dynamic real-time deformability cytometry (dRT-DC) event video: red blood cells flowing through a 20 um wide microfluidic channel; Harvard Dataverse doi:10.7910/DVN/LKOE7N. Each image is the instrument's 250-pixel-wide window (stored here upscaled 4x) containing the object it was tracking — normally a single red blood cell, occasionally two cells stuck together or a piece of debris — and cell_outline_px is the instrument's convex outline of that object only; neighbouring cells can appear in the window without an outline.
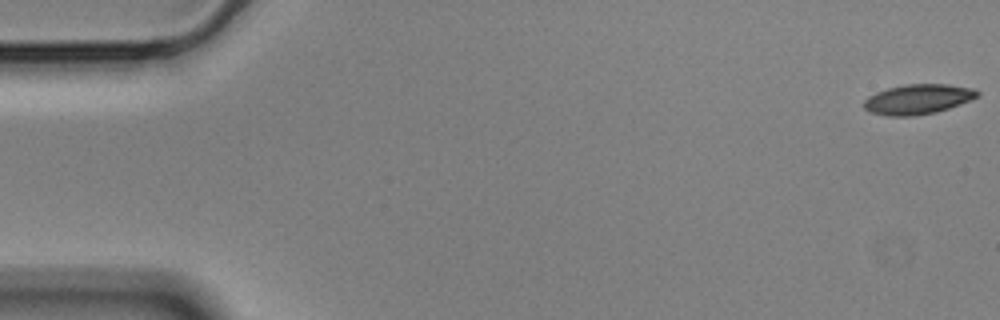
{"species": "Egyptian fruit bat (a non-hibernating species)", "species_latin": "Rousettus aegyptiacus", "temperature_condition": "cold", "stored_images_in_passage": 57, "camera_frame_rate_fps": 3000, "um_per_image_px": 0.085, "animal": {"sex": "male"}, "frame": {"image": 1, "passage_image": 1, "time_ms": 0.0, "image_size_px": [1000, 320], "cell_outline_px": [[980, 96], [972, 100], [936, 112], [912, 116], [888, 116], [872, 112], [864, 108], [864, 100], [868, 96], [876, 92], [888, 88], [908, 84], [948, 84], [972, 88], [980, 92]], "centroid_in_image_um": [78.05, 8.43], "position_along_channel_um": 7.0, "area_um2": 19.77}}
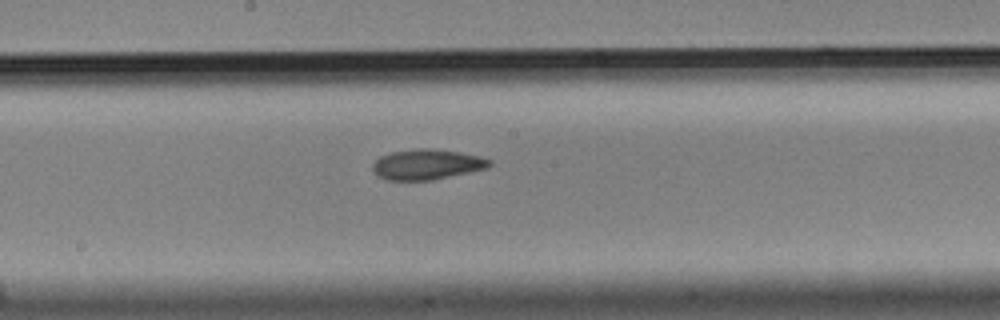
{"frame": {"image": 2, "passage_image": 30, "time_ms": 9.667, "image_size_px": [1000, 320], "cell_outline_px": [[492, 164], [488, 168], [432, 180], [388, 180], [380, 176], [372, 168], [372, 164], [380, 156], [392, 152], [420, 148], [428, 148], [460, 152], [480, 156], [492, 160]], "centroid_in_image_um": [36.32, 13.97], "position_along_channel_um": 211.9, "area_um2": 20.52}}
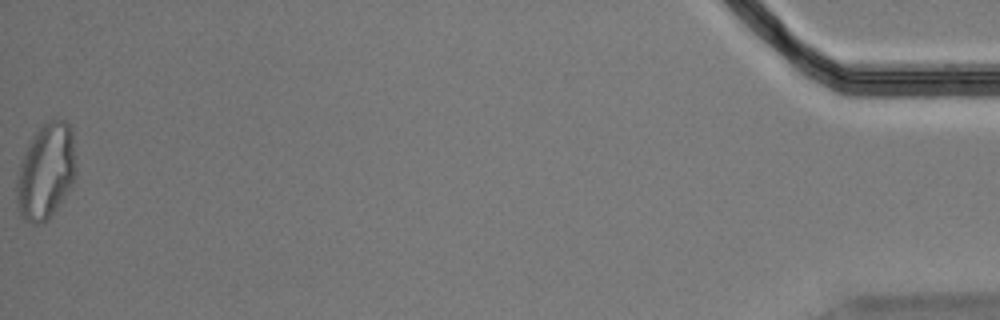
{"frame": {"image": 3, "passage_image": 57, "time_ms": 18.667, "image_size_px": [1000, 320], "cell_outline_px": [[76, 176], [64, 196], [48, 220], [40, 224], [32, 224], [24, 220], [20, 216], [16, 208], [16, 180], [20, 160], [32, 136], [48, 120], [64, 120], [72, 128], [76, 156]], "centroid_in_image_um": [3.88, 14.59], "position_along_channel_um": 431.3, "area_um2": 33.52}, "authors_computed_cell_mechanics": {"area_um2": 20.519, "velocity_mm_per_s": 3.5341, "shape_relaxation_time_tau1_ms": 6.6368, "shape_relaxation_time_tau2_ms": 3.8761, "deformation_change_tau1": 0.1981, "deformation_change_tau2": 0.1068}}